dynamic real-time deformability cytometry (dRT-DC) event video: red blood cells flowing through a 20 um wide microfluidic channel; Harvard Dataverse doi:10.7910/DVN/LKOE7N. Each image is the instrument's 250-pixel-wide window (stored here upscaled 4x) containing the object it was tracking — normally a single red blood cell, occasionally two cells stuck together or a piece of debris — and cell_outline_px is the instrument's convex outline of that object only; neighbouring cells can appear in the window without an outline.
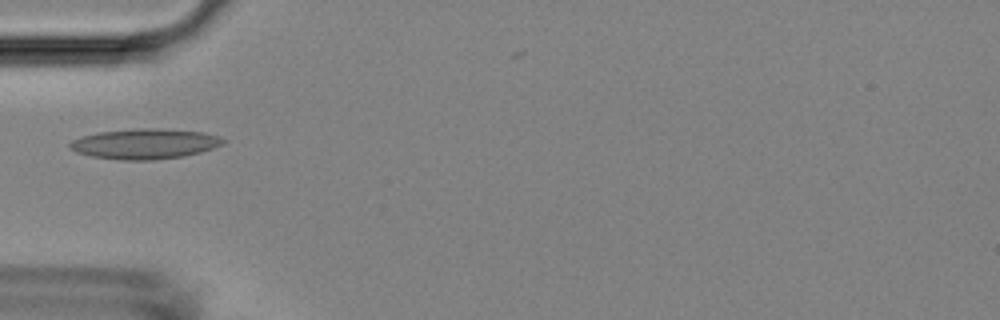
{"species": "Egyptian fruit bat (a non-hibernating species)", "species_latin": "Rousettus aegyptiacus", "temperature_condition": "room temperature", "stored_images_in_passage": 1, "camera_frame_rate_fps": 3000, "um_per_image_px": 0.085, "animal": {"sex": "female"}, "frame": {"image": 1, "passage_image": 1, "time_ms": 0.0, "image_size_px": [1000, 320], "cell_outline_px": [[228, 140], [224, 144], [200, 152], [184, 156], [156, 160], [120, 160], [92, 156], [76, 152], [68, 144], [72, 140], [80, 136], [100, 132], [132, 128], [156, 128], [204, 132], [220, 136]], "centroid_in_image_um": [12.34, 12.22], "position_along_channel_um": 72.7, "area_um2": 27.22}}